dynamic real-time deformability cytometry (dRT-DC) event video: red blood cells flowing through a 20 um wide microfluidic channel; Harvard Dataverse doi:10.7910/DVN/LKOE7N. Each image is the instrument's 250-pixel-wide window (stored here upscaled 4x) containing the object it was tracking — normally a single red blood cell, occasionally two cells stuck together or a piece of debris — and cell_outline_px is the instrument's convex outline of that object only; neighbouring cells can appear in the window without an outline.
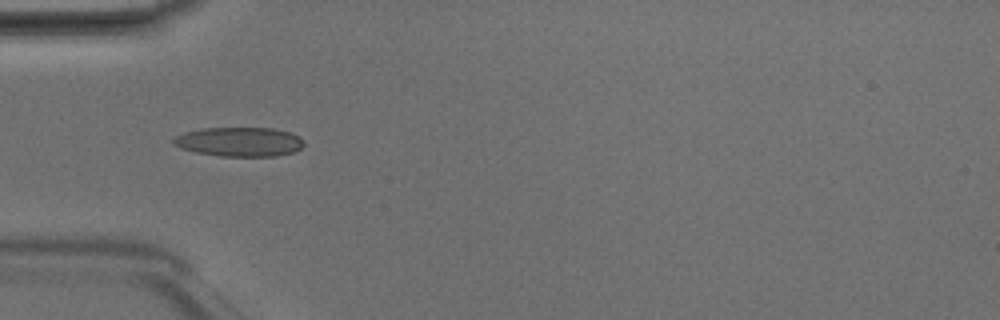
{"species": "Egyptian fruit bat (a non-hibernating species)", "species_latin": "Rousettus aegyptiacus", "temperature_condition": "room temperature", "stored_images_in_passage": 37, "camera_frame_rate_fps": 3000, "um_per_image_px": 0.085, "animal": {"sex": "male"}, "frame": {"image": 1, "passage_image": 6, "time_ms": 1.667, "image_size_px": [1000, 320], "cell_outline_px": [[304, 144], [296, 152], [276, 156], [220, 156], [196, 152], [180, 148], [172, 144], [172, 140], [176, 136], [184, 132], [200, 128], [272, 128], [288, 132], [300, 136], [304, 140]], "centroid_in_image_um": [20.35, 12.05], "position_along_channel_um": 64.7, "area_um2": 22.43}}
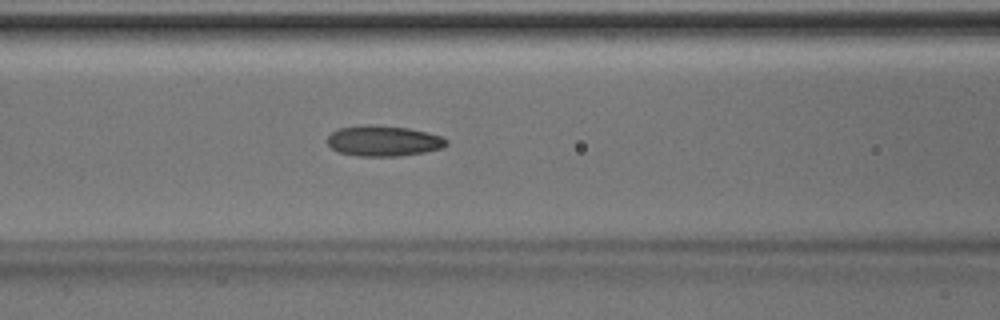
{"frame": {"image": 2, "passage_image": 11, "time_ms": 3.333, "image_size_px": [1000, 320], "cell_outline_px": [[448, 144], [444, 148], [424, 152], [400, 156], [360, 156], [340, 152], [332, 148], [328, 144], [328, 136], [332, 132], [340, 128], [364, 124], [368, 124], [408, 128], [440, 136], [448, 140]], "centroid_in_image_um": [32.61, 11.98], "position_along_channel_um": 134.0, "area_um2": 21.1}, "authors_computed_cell_mechanics": {"area_um2": 20.6346, "velocity_mm_per_s": 4.1984, "shape_relaxation_time_tau1_ms": 4.0757, "shape_relaxation_time_tau2_ms": 2.2077, "deformation_change_tau1": 0.1393, "deformation_change_tau2": 0.0928}}